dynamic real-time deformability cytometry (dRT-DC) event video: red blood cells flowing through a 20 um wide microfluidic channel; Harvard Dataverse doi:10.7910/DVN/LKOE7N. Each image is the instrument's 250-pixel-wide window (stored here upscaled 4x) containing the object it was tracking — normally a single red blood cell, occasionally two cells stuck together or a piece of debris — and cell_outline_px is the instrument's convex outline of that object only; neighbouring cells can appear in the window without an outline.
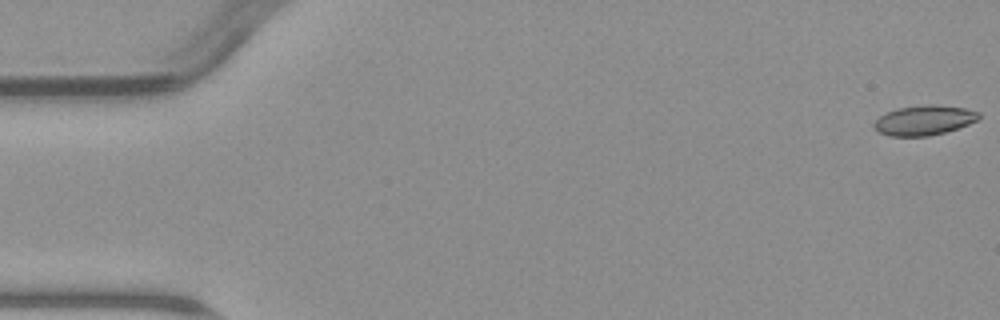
{"species": "common noctule bat (a hibernating species)", "species_latin": "Nyctalus noctula", "temperature_condition": "warm", "stored_images_in_passage": 5, "camera_frame_rate_fps": 3000, "um_per_image_px": 0.085, "animal": {"sex": "male", "body_mass_g": 23.1, "forearm_length_mm": 52.7}, "frame": {"image": 1, "passage_image": 1, "time_ms": 0.0, "image_size_px": [1000, 320], "cell_outline_px": [[980, 120], [944, 132], [928, 136], [892, 136], [876, 132], [872, 128], [872, 124], [880, 116], [896, 108], [928, 104], [936, 104], [964, 108], [980, 112]], "centroid_in_image_um": [78.53, 10.22], "position_along_channel_um": 6.5, "area_um2": 18.32}}
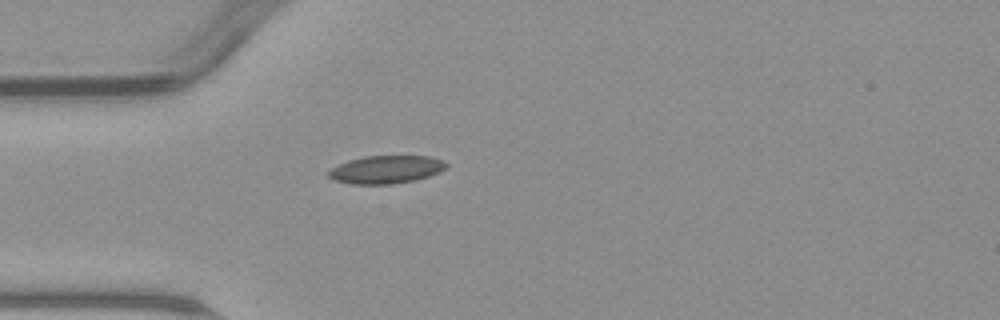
{"frame": {"image": 2, "passage_image": 5, "time_ms": 5.0, "image_size_px": [1000, 320], "cell_outline_px": [[448, 164], [440, 172], [416, 180], [392, 184], [352, 184], [336, 180], [328, 176], [328, 172], [332, 168], [348, 160], [364, 156], [428, 156], [444, 160]], "centroid_in_image_um": [32.84, 14.4], "position_along_channel_um": 52.2, "area_um2": 19.07}}